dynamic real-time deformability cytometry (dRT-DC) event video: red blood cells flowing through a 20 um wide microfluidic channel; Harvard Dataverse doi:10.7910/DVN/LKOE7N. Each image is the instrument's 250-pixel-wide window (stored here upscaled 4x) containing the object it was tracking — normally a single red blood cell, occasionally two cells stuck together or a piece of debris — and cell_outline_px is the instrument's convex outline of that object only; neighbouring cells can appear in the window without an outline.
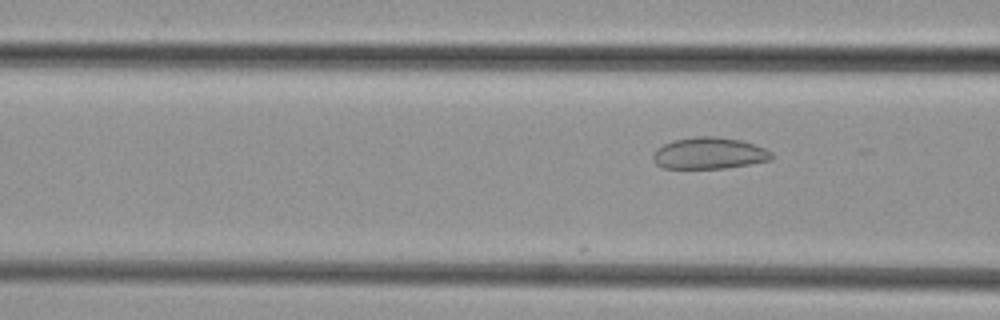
{"species": "common noctule bat (a hibernating species)", "species_latin": "Nyctalus noctula", "temperature_condition": "cold", "stored_images_in_passage": 15, "camera_frame_rate_fps": 3000, "um_per_image_px": 0.085, "animal": {"sex": "female", "body_mass_g": 29.2, "forearm_length_mm": 56.3}, "frame": {"image": 1, "passage_image": 15, "time_ms": 4.667, "image_size_px": [1000, 320], "cell_outline_px": [[772, 160], [752, 164], [728, 168], [664, 168], [656, 164], [652, 160], [652, 156], [656, 148], [672, 140], [696, 136], [716, 136], [740, 140], [764, 148], [772, 152]], "centroid_in_image_um": [60.26, 13.03], "position_along_channel_um": 106.3, "area_um2": 21.96}}